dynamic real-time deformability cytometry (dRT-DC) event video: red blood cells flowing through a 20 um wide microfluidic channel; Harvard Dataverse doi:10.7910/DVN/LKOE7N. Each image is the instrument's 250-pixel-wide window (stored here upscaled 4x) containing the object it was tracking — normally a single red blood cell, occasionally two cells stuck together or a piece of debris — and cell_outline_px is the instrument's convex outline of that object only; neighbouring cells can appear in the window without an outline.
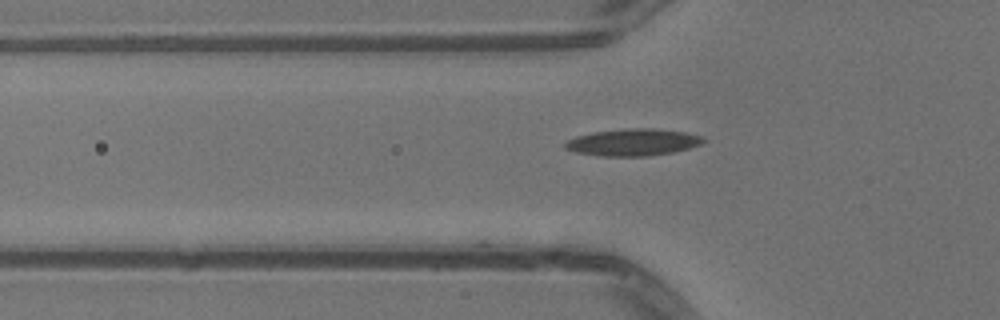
{"species": "common noctule bat (a hibernating species)", "species_latin": "Nyctalus noctula", "temperature_condition": "warm", "stored_images_in_passage": 37, "camera_frame_rate_fps": 3000, "um_per_image_px": 0.085, "animal": {"sex": "male", "body_mass_g": 13.3}, "frame": {"image": 1, "passage_image": 4, "time_ms": 1.0, "image_size_px": [1000, 320], "cell_outline_px": [[708, 140], [700, 144], [688, 148], [672, 152], [648, 156], [600, 156], [576, 152], [564, 148], [564, 144], [568, 140], [576, 136], [592, 132], [628, 128], [656, 128], [684, 132], [704, 136]], "centroid_in_image_um": [53.82, 12.09], "position_along_channel_um": 72.0, "area_um2": 21.79}}
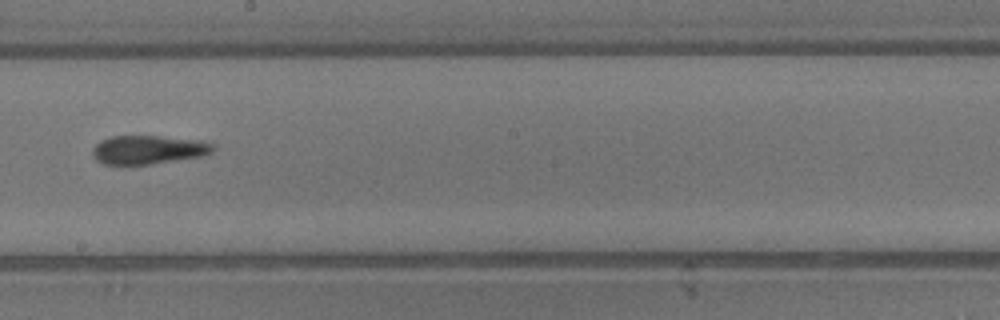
{"frame": {"image": 2, "passage_image": 16, "time_ms": 5.0, "image_size_px": [1000, 320], "cell_outline_px": [[216, 148], [212, 152], [200, 156], [152, 164], [104, 164], [96, 160], [92, 156], [92, 148], [100, 140], [112, 136], [156, 136], [200, 140], [212, 144]], "centroid_in_image_um": [12.57, 12.72], "position_along_channel_um": 235.6, "area_um2": 20.06}}
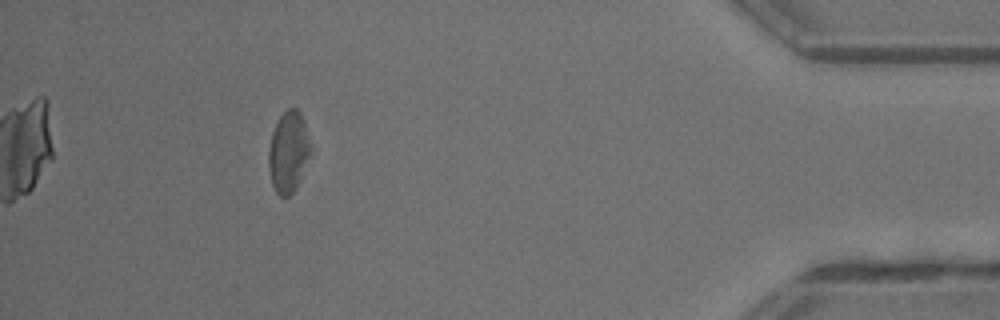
{"frame": {"image": 3, "passage_image": 33, "time_ms": 10.667, "image_size_px": [1000, 320], "cell_outline_px": [[312, 152], [296, 188], [288, 196], [280, 196], [276, 192], [272, 184], [268, 168], [268, 152], [272, 132], [280, 116], [288, 108], [296, 108], [300, 112], [304, 120]], "centroid_in_image_um": [24.52, 12.91], "position_along_channel_um": 410.7, "area_um2": 19.83}, "authors_computed_cell_mechanics": {"area_um2": 20.5768, "velocity_mm_per_s": 4.0665, "shape_relaxation_time_tau1_ms": 5.5783, "shape_relaxation_time_tau2_ms": 6.331, "deformation_change_tau1": 0.1544, "deformation_change_tau2": 0.178}}